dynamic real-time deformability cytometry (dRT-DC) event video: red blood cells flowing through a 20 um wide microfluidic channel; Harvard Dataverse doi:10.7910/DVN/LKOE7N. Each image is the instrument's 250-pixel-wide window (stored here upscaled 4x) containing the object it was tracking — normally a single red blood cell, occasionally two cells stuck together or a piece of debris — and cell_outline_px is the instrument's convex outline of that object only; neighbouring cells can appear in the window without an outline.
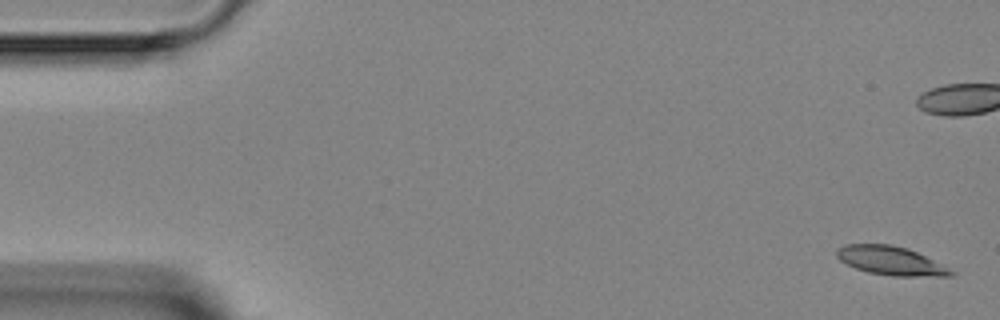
{"species": "Egyptian fruit bat (a non-hibernating species)", "species_latin": "Rousettus aegyptiacus", "temperature_condition": "room temperature", "stored_images_in_passage": 8, "camera_frame_rate_fps": 3000, "um_per_image_px": 0.085, "animal": {"sex": "female"}, "frame": {"image": 1, "passage_image": 1, "time_ms": 0.0, "image_size_px": [1000, 320], "cell_outline_px": [[956, 272], [952, 276], [892, 276], [868, 272], [856, 268], [840, 260], [836, 256], [836, 248], [844, 244], [892, 244], [908, 248], [944, 264]], "centroid_in_image_um": [75.75, 22.15], "position_along_channel_um": 9.3, "area_um2": 19.36}}
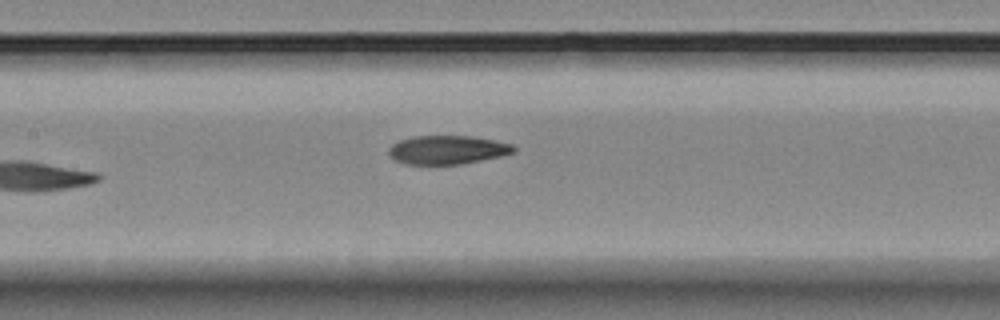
{"frame": {"image": 2, "passage_image": 8, "time_ms": 8.0, "image_size_px": [1000, 320], "cell_outline_px": [[516, 152], [500, 156], [464, 164], [404, 164], [388, 156], [388, 148], [392, 144], [400, 140], [412, 136], [472, 136], [496, 140], [512, 144], [516, 148]], "centroid_in_image_um": [38.03, 12.73], "position_along_channel_um": 169.4, "area_um2": 21.1}}